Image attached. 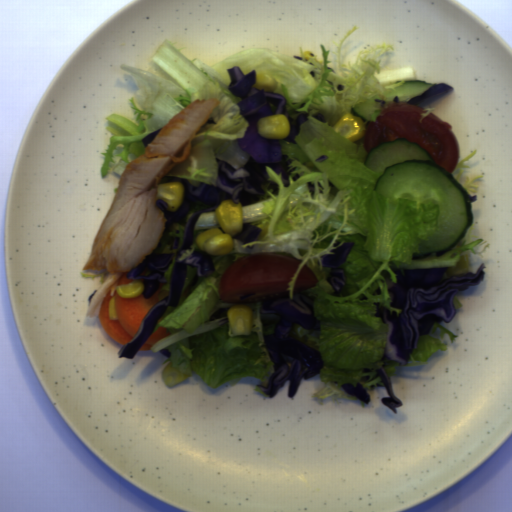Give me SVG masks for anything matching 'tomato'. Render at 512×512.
Returning <instances> with one entry per match:
<instances>
[{"label": "tomato", "instance_id": "tomato-3", "mask_svg": "<svg viewBox=\"0 0 512 512\" xmlns=\"http://www.w3.org/2000/svg\"><path fill=\"white\" fill-rule=\"evenodd\" d=\"M318 282L314 272L305 264L296 279L293 295L296 293L302 294L305 290L315 287Z\"/></svg>", "mask_w": 512, "mask_h": 512}, {"label": "tomato", "instance_id": "tomato-1", "mask_svg": "<svg viewBox=\"0 0 512 512\" xmlns=\"http://www.w3.org/2000/svg\"><path fill=\"white\" fill-rule=\"evenodd\" d=\"M382 109L376 121H367L362 146L367 152L382 142L407 139L422 147L435 164L450 174L461 161L459 140L448 122L432 111L420 122L422 106L407 102L391 101Z\"/></svg>", "mask_w": 512, "mask_h": 512}, {"label": "tomato", "instance_id": "tomato-2", "mask_svg": "<svg viewBox=\"0 0 512 512\" xmlns=\"http://www.w3.org/2000/svg\"><path fill=\"white\" fill-rule=\"evenodd\" d=\"M302 261L278 253L253 254L226 267L217 289L222 302L234 305L288 298V283Z\"/></svg>", "mask_w": 512, "mask_h": 512}]
</instances>
